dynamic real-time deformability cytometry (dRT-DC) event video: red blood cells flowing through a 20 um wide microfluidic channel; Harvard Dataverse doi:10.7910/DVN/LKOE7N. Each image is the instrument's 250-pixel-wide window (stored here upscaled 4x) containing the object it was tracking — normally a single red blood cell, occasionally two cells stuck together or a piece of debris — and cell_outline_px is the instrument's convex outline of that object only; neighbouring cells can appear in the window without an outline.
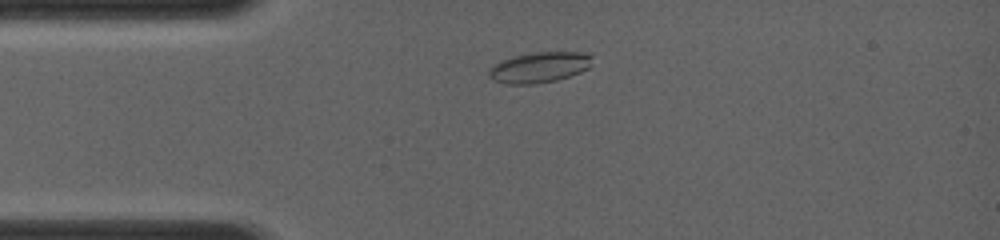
{"species": "common noctule bat (a hibernating species)", "species_latin": "Nyctalus noctula", "temperature_condition": "room temperature", "stored_images_in_passage": 18, "camera_frame_rate_fps": 4000, "um_per_image_px": 0.085, "animal": {"sex": "female", "body_mass_g": 19.0, "forearm_length_mm": 56.7}, "frame": {"image": 1, "passage_image": 2, "time_ms": 0.5, "image_size_px": [1000, 240], "cell_outline_px": [[592, 56], [588, 68], [580, 72], [556, 80], [536, 84], [504, 84], [492, 80], [488, 76], [488, 72], [492, 64], [500, 60], [532, 52], [588, 52]], "centroid_in_image_um": [45.8, 5.72], "position_along_channel_um": 39.2, "area_um2": 18.55}}
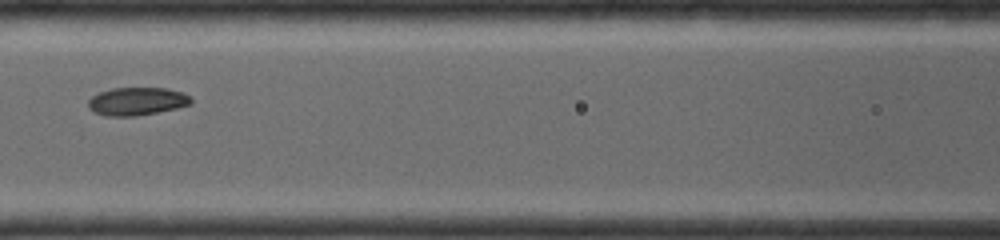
{"frame": {"image": 2, "passage_image": 12, "time_ms": 3.5, "image_size_px": [1000, 240], "cell_outline_px": [[192, 104], [176, 108], [136, 116], [104, 116], [92, 112], [88, 108], [88, 100], [92, 96], [100, 92], [112, 88], [168, 88], [184, 92], [192, 96]], "centroid_in_image_um": [11.65, 8.61], "position_along_channel_um": 155.0, "area_um2": 16.99}}
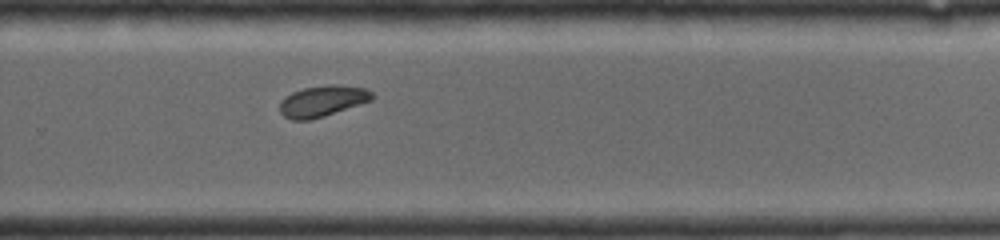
{"frame": {"image": 3, "passage_image": 18, "time_ms": 6.75, "image_size_px": [1000, 240], "cell_outline_px": [[376, 96], [372, 100], [324, 116], [308, 120], [292, 120], [284, 116], [280, 112], [280, 104], [284, 96], [292, 92], [304, 88], [332, 84], [336, 84], [368, 88]], "centroid_in_image_um": [27.44, 8.58], "position_along_channel_um": 302.4, "area_um2": 16.76}}